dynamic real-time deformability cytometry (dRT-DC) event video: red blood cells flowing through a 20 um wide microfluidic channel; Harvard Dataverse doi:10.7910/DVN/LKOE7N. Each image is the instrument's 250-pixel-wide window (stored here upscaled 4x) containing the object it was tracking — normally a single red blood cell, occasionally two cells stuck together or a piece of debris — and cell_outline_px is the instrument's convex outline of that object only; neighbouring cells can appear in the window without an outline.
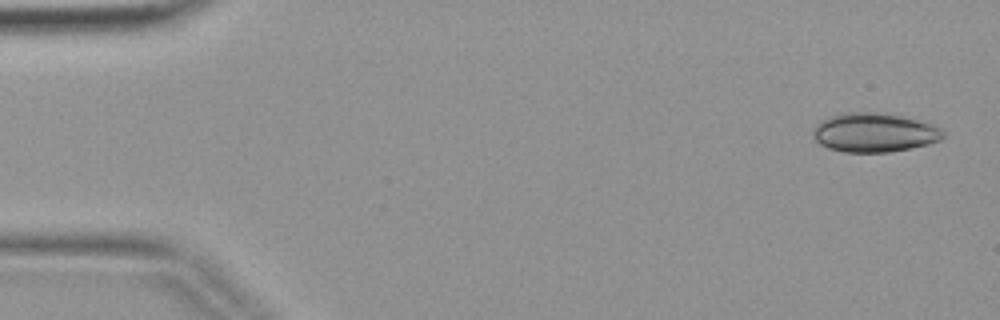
{"species": "common noctule bat (a hibernating species)", "species_latin": "Nyctalus noctula", "temperature_condition": "warm", "stored_images_in_passage": 3, "camera_frame_rate_fps": 3000, "um_per_image_px": 0.085, "animal": {"sex": "female", "body_mass_g": 19.9}, "frame": {"image": 1, "passage_image": 1, "time_ms": 0.0, "image_size_px": [1000, 320], "cell_outline_px": [[944, 136], [940, 140], [928, 144], [912, 148], [888, 152], [844, 152], [828, 148], [820, 144], [812, 136], [812, 132], [816, 124], [820, 120], [828, 116], [840, 112], [876, 112], [900, 116], [916, 120], [940, 128], [944, 132]], "centroid_in_image_um": [74.25, 11.26], "position_along_channel_um": 10.8, "area_um2": 29.65}}
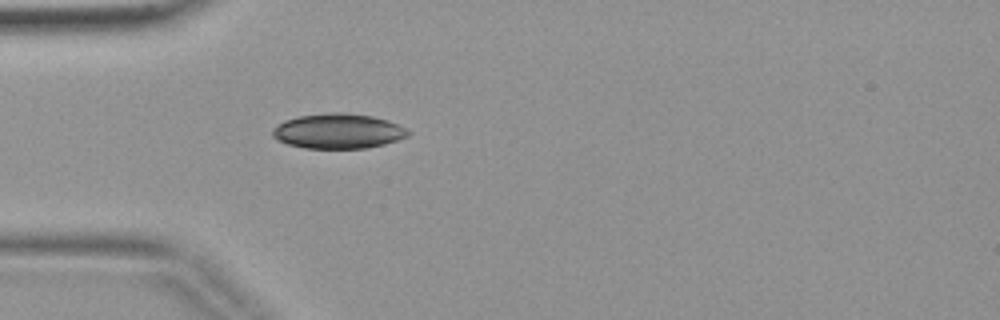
{"frame": {"image": 2, "passage_image": 3, "time_ms": 0.667, "image_size_px": [1000, 320], "cell_outline_px": [[412, 132], [408, 136], [384, 144], [364, 148], [304, 148], [288, 144], [276, 140], [272, 136], [272, 128], [284, 120], [300, 116], [332, 112], [344, 112], [372, 116], [388, 120]], "centroid_in_image_um": [28.71, 11.14], "position_along_channel_um": 56.3, "area_um2": 27.57}}